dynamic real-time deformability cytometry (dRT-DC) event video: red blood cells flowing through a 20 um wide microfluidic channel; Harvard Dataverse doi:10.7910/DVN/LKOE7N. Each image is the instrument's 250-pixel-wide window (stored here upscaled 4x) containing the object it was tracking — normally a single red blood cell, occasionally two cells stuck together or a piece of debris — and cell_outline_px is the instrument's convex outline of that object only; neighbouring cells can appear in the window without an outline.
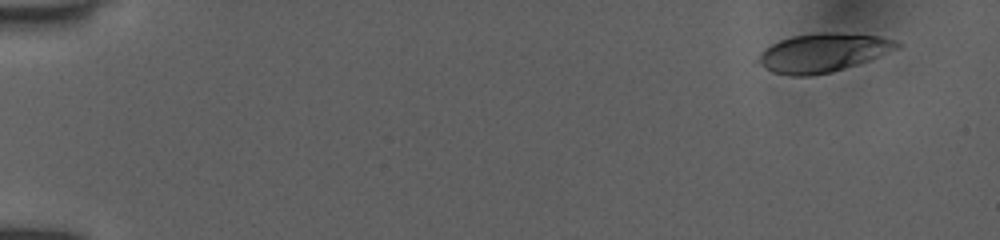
{"species": "human", "species_latin": "Homo sapiens", "temperature_condition": "room temperature", "stored_images_in_passage": 8, "camera_frame_rate_fps": 3000, "um_per_image_px": 0.085, "donor": {"sex": "female"}, "frame": {"image": 1, "passage_image": 1, "time_ms": 0.0, "image_size_px": [1000, 240], "cell_outline_px": [[904, 44], [900, 48], [868, 60], [832, 72], [812, 76], [792, 76], [772, 72], [764, 68], [756, 60], [772, 44], [780, 40], [792, 36], [824, 32], [880, 36], [896, 40]], "centroid_in_image_um": [69.99, 4.49], "position_along_channel_um": 15.0, "area_um2": 30.92}}
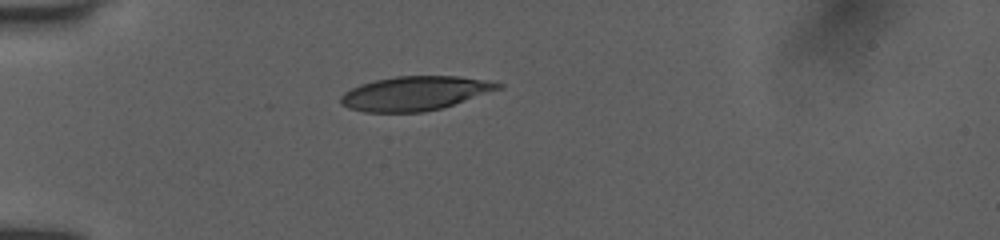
{"frame": {"image": 2, "passage_image": 6, "time_ms": 4.0, "image_size_px": [1000, 240], "cell_outline_px": [[504, 88], [440, 108], [420, 112], [364, 112], [348, 108], [340, 104], [340, 96], [344, 92], [360, 84], [376, 80], [396, 76], [456, 76], [484, 80], [504, 84]], "centroid_in_image_um": [35.25, 7.93], "position_along_channel_um": 49.8, "area_um2": 31.15}}
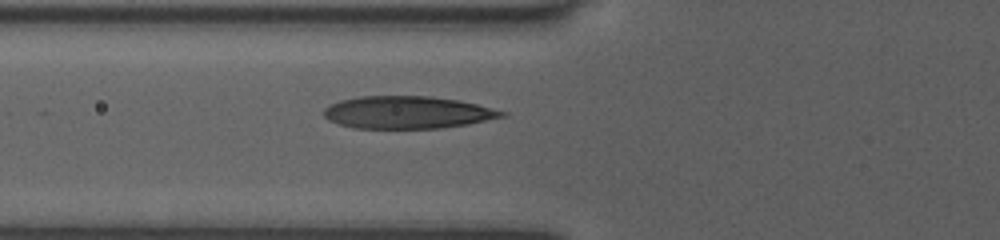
{"frame": {"image": 3, "passage_image": 8, "time_ms": 5.667, "image_size_px": [1000, 240], "cell_outline_px": [[508, 116], [468, 124], [444, 128], [352, 128], [328, 120], [324, 116], [324, 108], [328, 104], [340, 100], [360, 96], [432, 96], [460, 100], [508, 112]], "centroid_in_image_um": [34.65, 9.55], "position_along_channel_um": 91.2, "area_um2": 33.93}}